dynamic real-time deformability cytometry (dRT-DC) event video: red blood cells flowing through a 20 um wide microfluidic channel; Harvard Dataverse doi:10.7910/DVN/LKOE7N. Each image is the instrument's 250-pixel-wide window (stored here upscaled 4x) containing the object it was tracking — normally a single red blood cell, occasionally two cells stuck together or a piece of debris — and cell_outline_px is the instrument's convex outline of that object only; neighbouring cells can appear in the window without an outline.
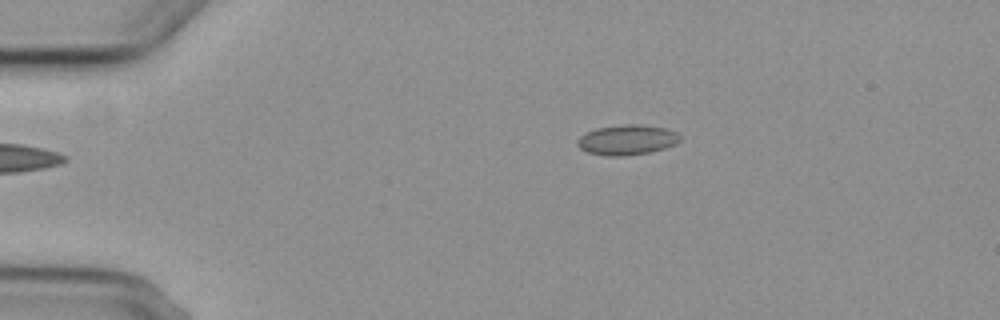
{"species": "common noctule bat (a hibernating species)", "species_latin": "Nyctalus noctula", "temperature_condition": "cold", "stored_images_in_passage": 2, "camera_frame_rate_fps": 3000, "um_per_image_px": 0.085, "animal": {"sex": "female", "body_mass_g": 29.2, "forearm_length_mm": 56.3}, "frame": {"image": 1, "passage_image": 2, "time_ms": 1.333, "image_size_px": [1000, 320], "cell_outline_px": [[680, 140], [676, 144], [664, 148], [648, 152], [620, 156], [608, 156], [588, 152], [580, 148], [576, 144], [576, 140], [580, 136], [596, 128], [624, 124], [636, 124], [668, 128], [676, 132], [680, 136]], "centroid_in_image_um": [53.3, 11.88], "position_along_channel_um": 31.7, "area_um2": 17.92}}